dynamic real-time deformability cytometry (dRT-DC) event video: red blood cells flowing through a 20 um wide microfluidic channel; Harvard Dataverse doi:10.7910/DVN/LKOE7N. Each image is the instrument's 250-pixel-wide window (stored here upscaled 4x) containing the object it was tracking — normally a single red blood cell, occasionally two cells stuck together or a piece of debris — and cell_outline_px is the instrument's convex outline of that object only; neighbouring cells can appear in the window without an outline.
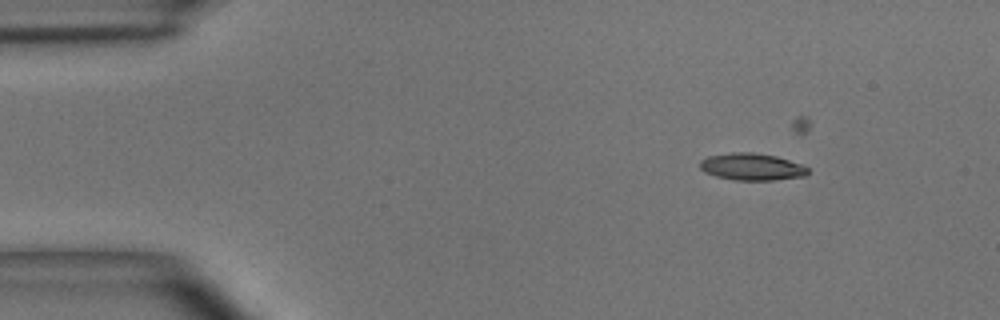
{"species": "common noctule bat (a hibernating species)", "species_latin": "Nyctalus noctula", "temperature_condition": "room temperature", "stored_images_in_passage": 4, "camera_frame_rate_fps": 3000, "um_per_image_px": 0.085, "animal": {"sex": "male", "body_mass_g": 15.6}, "frame": {"image": 1, "passage_image": 1, "time_ms": 0.0, "image_size_px": [1000, 320], "cell_outline_px": [[808, 172], [804, 176], [772, 180], [732, 180], [716, 176], [704, 172], [700, 168], [700, 160], [708, 156], [732, 152], [752, 152], [776, 156], [804, 164], [808, 168]], "centroid_in_image_um": [63.9, 14.17], "position_along_channel_um": 21.1, "area_um2": 17.11}}